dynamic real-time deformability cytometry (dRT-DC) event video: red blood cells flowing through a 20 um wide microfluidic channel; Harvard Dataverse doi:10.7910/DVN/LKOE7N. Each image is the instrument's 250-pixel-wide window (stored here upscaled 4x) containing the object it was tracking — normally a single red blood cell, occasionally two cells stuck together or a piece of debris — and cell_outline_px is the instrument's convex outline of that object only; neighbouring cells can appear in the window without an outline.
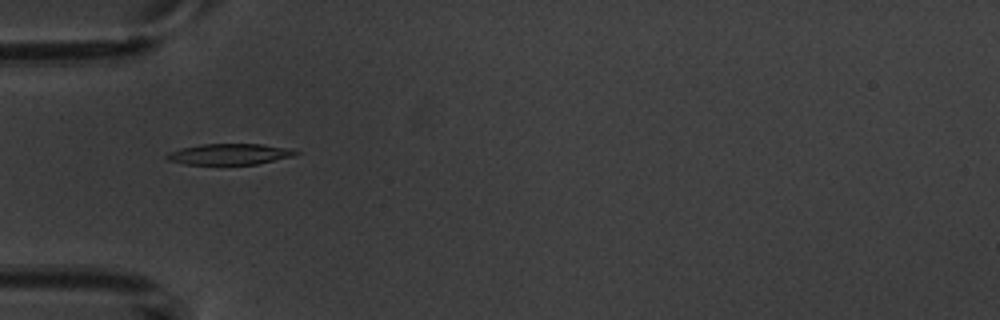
{"species": "common noctule bat (a hibernating species)", "species_latin": "Nyctalus noctula", "temperature_condition": "warm", "stored_images_in_passage": 6, "camera_frame_rate_fps": 3000, "um_per_image_px": 0.085, "animal": {"sex": "male", "body_mass_g": 20.1, "forearm_length_mm": 53.5}, "frame": {"image": 1, "passage_image": 6, "time_ms": 5.667, "image_size_px": [1000, 320], "cell_outline_px": [[300, 152], [292, 156], [256, 164], [184, 164], [168, 160], [164, 156], [168, 152], [180, 148], [200, 144], [260, 144], [292, 148]], "centroid_in_image_um": [19.48, 13.09], "position_along_channel_um": 65.5, "area_um2": 15.72}}